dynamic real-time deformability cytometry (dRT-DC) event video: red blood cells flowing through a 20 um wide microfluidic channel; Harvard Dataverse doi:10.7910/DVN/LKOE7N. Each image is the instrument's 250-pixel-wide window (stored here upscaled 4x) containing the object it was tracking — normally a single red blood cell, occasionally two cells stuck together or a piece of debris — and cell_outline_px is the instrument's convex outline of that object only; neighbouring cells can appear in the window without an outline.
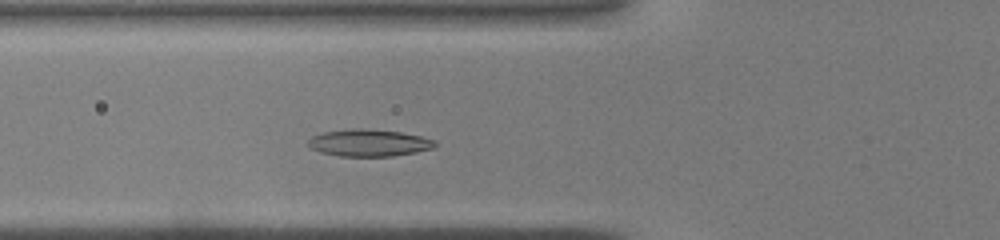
{"species": "common noctule bat (a hibernating species)", "species_latin": "Nyctalus noctula", "temperature_condition": "warm", "stored_images_in_passage": 27, "camera_frame_rate_fps": 3000, "um_per_image_px": 0.085, "animal": {"sex": "male", "body_mass_g": 19.0, "forearm_length_mm": 50.8}, "frame": {"image": 1, "passage_image": 8, "time_ms": 2.333, "image_size_px": [1000, 240], "cell_outline_px": [[436, 144], [432, 148], [416, 152], [392, 156], [340, 156], [320, 152], [312, 148], [308, 144], [308, 140], [312, 136], [324, 132], [352, 128], [360, 128], [400, 132], [420, 136], [436, 140]], "centroid_in_image_um": [31.35, 12.14], "position_along_channel_um": 94.4, "area_um2": 19.83}}
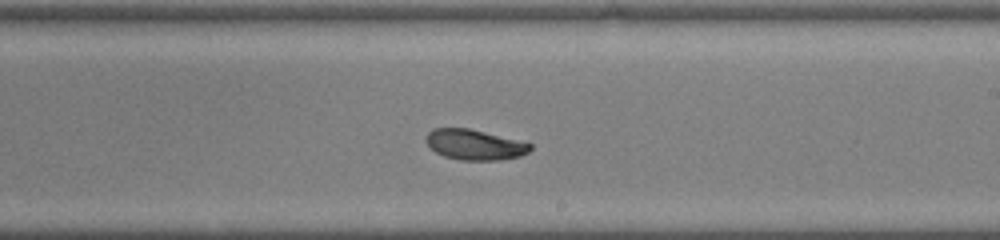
{"frame": {"image": 2, "passage_image": 18, "time_ms": 5.667, "image_size_px": [1000, 240], "cell_outline_px": [[532, 148], [528, 152], [520, 156], [500, 160], [460, 160], [444, 156], [436, 152], [424, 140], [428, 132], [432, 128], [468, 128], [532, 144]], "centroid_in_image_um": [40.31, 12.3], "position_along_channel_um": 248.7, "area_um2": 18.26}}
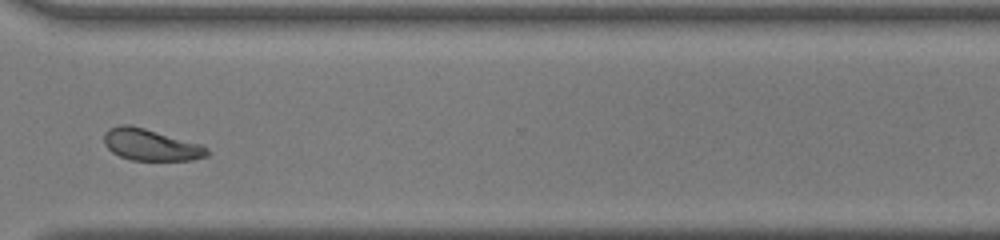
{"frame": {"image": 3, "passage_image": 25, "time_ms": 8.0, "image_size_px": [1000, 240], "cell_outline_px": [[208, 156], [192, 160], [132, 160], [120, 156], [112, 152], [104, 144], [104, 132], [108, 128], [120, 124], [128, 124], [144, 128], [200, 144], [208, 148]], "centroid_in_image_um": [12.78, 12.3], "position_along_channel_um": 357.8, "area_um2": 18.9}}